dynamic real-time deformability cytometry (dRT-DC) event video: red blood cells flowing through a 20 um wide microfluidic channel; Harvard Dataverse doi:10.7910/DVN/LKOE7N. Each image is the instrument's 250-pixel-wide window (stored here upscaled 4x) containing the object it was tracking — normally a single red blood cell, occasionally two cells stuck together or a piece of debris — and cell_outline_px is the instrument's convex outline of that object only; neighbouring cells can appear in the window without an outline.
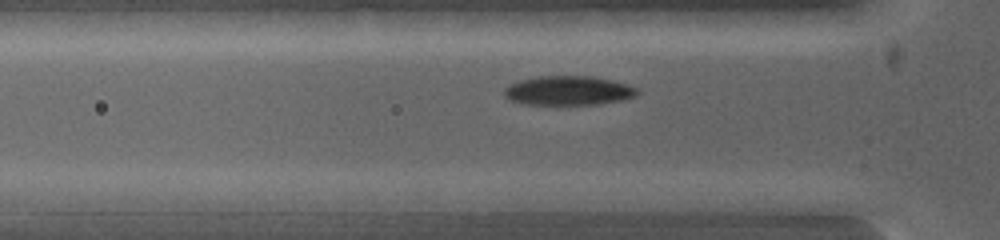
{"species": "common noctule bat (a hibernating species)", "species_latin": "Nyctalus noctula", "temperature_condition": "warm", "stored_images_in_passage": 7, "segment_of_instrument_passage": [1, 2], "camera_frame_rate_fps": 5000, "um_per_image_px": 0.085, "animal": {"sex": "female", "body_mass_g": 19.0, "forearm_length_mm": 53.3}, "frame": {"image": 1, "passage_image": 3, "time_ms": 0.6, "image_size_px": [1000, 240], "cell_outline_px": [[728, 200], [716, 208], [624, 212], [620, 204], [620, 200], [636, 192], [704, 192]], "centroid_in_image_um": [56.93, 17.12], "position_along_channel_um": 68.9, "area_um2": 12.31}}